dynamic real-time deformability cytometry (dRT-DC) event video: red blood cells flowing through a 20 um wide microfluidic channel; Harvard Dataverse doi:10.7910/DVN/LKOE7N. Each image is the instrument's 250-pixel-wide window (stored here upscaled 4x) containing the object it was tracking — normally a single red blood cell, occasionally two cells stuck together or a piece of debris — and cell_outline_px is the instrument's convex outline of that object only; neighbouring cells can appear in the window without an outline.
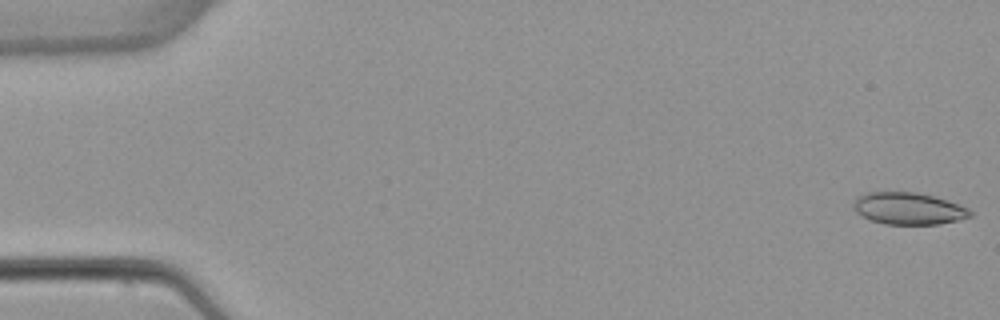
{"species": "common noctule bat (a hibernating species)", "species_latin": "Nyctalus noctula", "temperature_condition": "warm", "stored_images_in_passage": 5, "segment_of_instrument_passage": [2, 2], "camera_frame_rate_fps": 3000, "um_per_image_px": 0.085, "animal": {"sex": "female", "body_mass_g": 22.7, "forearm_length_mm": 54.2}, "frame": {"image": 1, "passage_image": 5, "time_ms": 5.0, "image_size_px": [1000, 320], "cell_outline_px": [[972, 216], [960, 220], [940, 224], [884, 224], [868, 220], [856, 212], [852, 208], [852, 204], [860, 196], [868, 192], [916, 192], [936, 196], [968, 208], [972, 212]], "centroid_in_image_um": [77.23, 17.73], "position_along_channel_um": 7.8, "area_um2": 21.91}}